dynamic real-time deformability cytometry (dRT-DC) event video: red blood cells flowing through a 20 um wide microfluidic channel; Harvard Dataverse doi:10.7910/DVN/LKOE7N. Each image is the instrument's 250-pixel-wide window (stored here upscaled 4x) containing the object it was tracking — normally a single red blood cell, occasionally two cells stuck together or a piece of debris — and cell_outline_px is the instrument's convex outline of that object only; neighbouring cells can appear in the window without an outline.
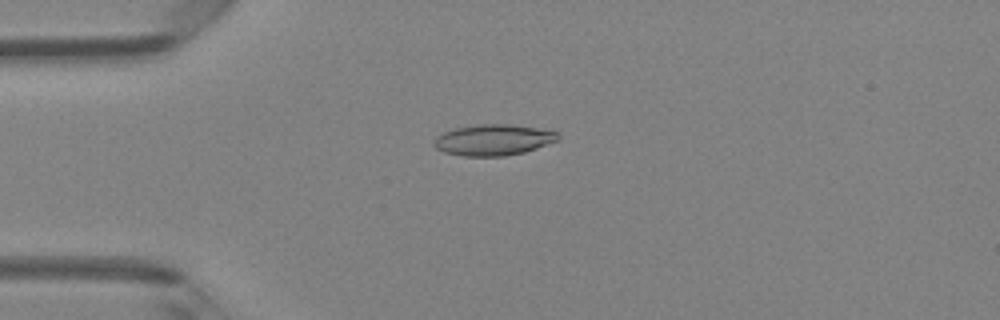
{"species": "Egyptian fruit bat (a non-hibernating species)", "species_latin": "Rousettus aegyptiacus", "temperature_condition": "room temperature", "stored_images_in_passage": 15, "camera_frame_rate_fps": 3000, "um_per_image_px": 0.085, "animal": {"sex": "female"}, "frame": {"image": 1, "passage_image": 12, "time_ms": 3.667, "image_size_px": [1000, 320], "cell_outline_px": [[560, 140], [524, 152], [504, 156], [460, 156], [444, 152], [436, 148], [432, 144], [432, 140], [436, 136], [444, 132], [456, 128], [480, 124], [508, 124], [552, 128], [560, 136]], "centroid_in_image_um": [41.98, 11.88], "position_along_channel_um": 43.0, "area_um2": 22.89}}